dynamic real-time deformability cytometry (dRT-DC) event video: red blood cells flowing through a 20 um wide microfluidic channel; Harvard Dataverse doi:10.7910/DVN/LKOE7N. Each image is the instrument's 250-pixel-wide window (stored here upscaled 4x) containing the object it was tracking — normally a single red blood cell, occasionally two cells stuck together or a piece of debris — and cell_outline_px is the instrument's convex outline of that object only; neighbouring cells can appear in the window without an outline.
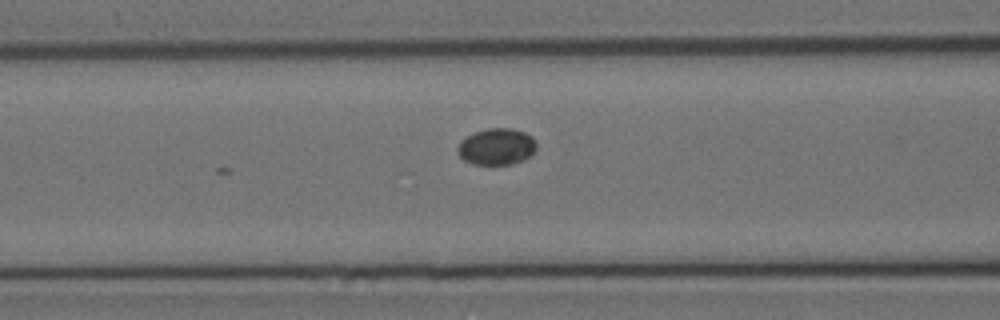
{"species": "Egyptian fruit bat (a non-hibernating species)", "species_latin": "Rousettus aegyptiacus", "temperature_condition": "cold", "stored_images_in_passage": 4, "segment_of_instrument_passage": [1, 2], "camera_frame_rate_fps": 3000, "um_per_image_px": 0.085, "animal": {"sex": "female"}, "frame": {"image": 1, "passage_image": 3, "time_ms": 2.333, "image_size_px": [1000, 320], "cell_outline_px": [[536, 148], [528, 156], [512, 164], [472, 164], [464, 160], [456, 152], [456, 148], [460, 140], [476, 132], [488, 128], [512, 128], [524, 132], [532, 136], [536, 144]], "centroid_in_image_um": [42.17, 12.45], "position_along_channel_um": 124.4, "area_um2": 16.65}}